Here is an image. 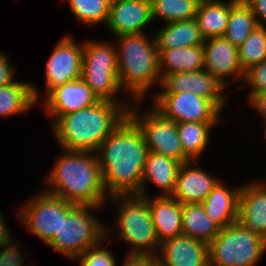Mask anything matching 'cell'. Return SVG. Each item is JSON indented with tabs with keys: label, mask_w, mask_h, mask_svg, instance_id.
<instances>
[{
	"label": "cell",
	"mask_w": 266,
	"mask_h": 266,
	"mask_svg": "<svg viewBox=\"0 0 266 266\" xmlns=\"http://www.w3.org/2000/svg\"><path fill=\"white\" fill-rule=\"evenodd\" d=\"M121 51L117 52L118 80L125 83L137 99L143 98L149 86L160 79L158 50L144 34L120 35Z\"/></svg>",
	"instance_id": "obj_4"
},
{
	"label": "cell",
	"mask_w": 266,
	"mask_h": 266,
	"mask_svg": "<svg viewBox=\"0 0 266 266\" xmlns=\"http://www.w3.org/2000/svg\"><path fill=\"white\" fill-rule=\"evenodd\" d=\"M73 14L83 22L94 25L107 23L111 0H68Z\"/></svg>",
	"instance_id": "obj_32"
},
{
	"label": "cell",
	"mask_w": 266,
	"mask_h": 266,
	"mask_svg": "<svg viewBox=\"0 0 266 266\" xmlns=\"http://www.w3.org/2000/svg\"><path fill=\"white\" fill-rule=\"evenodd\" d=\"M38 95L33 85L22 82L0 87V116L20 113L31 108L38 101Z\"/></svg>",
	"instance_id": "obj_27"
},
{
	"label": "cell",
	"mask_w": 266,
	"mask_h": 266,
	"mask_svg": "<svg viewBox=\"0 0 266 266\" xmlns=\"http://www.w3.org/2000/svg\"><path fill=\"white\" fill-rule=\"evenodd\" d=\"M237 221L266 240V185L264 183L241 187Z\"/></svg>",
	"instance_id": "obj_18"
},
{
	"label": "cell",
	"mask_w": 266,
	"mask_h": 266,
	"mask_svg": "<svg viewBox=\"0 0 266 266\" xmlns=\"http://www.w3.org/2000/svg\"><path fill=\"white\" fill-rule=\"evenodd\" d=\"M244 78L253 88L250 97L255 93L266 91V59L247 70Z\"/></svg>",
	"instance_id": "obj_34"
},
{
	"label": "cell",
	"mask_w": 266,
	"mask_h": 266,
	"mask_svg": "<svg viewBox=\"0 0 266 266\" xmlns=\"http://www.w3.org/2000/svg\"><path fill=\"white\" fill-rule=\"evenodd\" d=\"M64 153L47 178L53 188L46 192L76 205L99 207L104 202L106 189L98 157H92L89 151L66 150Z\"/></svg>",
	"instance_id": "obj_3"
},
{
	"label": "cell",
	"mask_w": 266,
	"mask_h": 266,
	"mask_svg": "<svg viewBox=\"0 0 266 266\" xmlns=\"http://www.w3.org/2000/svg\"><path fill=\"white\" fill-rule=\"evenodd\" d=\"M156 257L151 254L129 253L123 266H154Z\"/></svg>",
	"instance_id": "obj_36"
},
{
	"label": "cell",
	"mask_w": 266,
	"mask_h": 266,
	"mask_svg": "<svg viewBox=\"0 0 266 266\" xmlns=\"http://www.w3.org/2000/svg\"><path fill=\"white\" fill-rule=\"evenodd\" d=\"M124 106L99 100L91 107L60 116L53 129L63 150L97 152L101 143L128 116L130 106Z\"/></svg>",
	"instance_id": "obj_2"
},
{
	"label": "cell",
	"mask_w": 266,
	"mask_h": 266,
	"mask_svg": "<svg viewBox=\"0 0 266 266\" xmlns=\"http://www.w3.org/2000/svg\"><path fill=\"white\" fill-rule=\"evenodd\" d=\"M265 250L266 240L237 221L208 244L209 266H254Z\"/></svg>",
	"instance_id": "obj_5"
},
{
	"label": "cell",
	"mask_w": 266,
	"mask_h": 266,
	"mask_svg": "<svg viewBox=\"0 0 266 266\" xmlns=\"http://www.w3.org/2000/svg\"><path fill=\"white\" fill-rule=\"evenodd\" d=\"M72 39L65 37L60 40L49 57L46 66L47 94L67 81L81 78L83 47Z\"/></svg>",
	"instance_id": "obj_12"
},
{
	"label": "cell",
	"mask_w": 266,
	"mask_h": 266,
	"mask_svg": "<svg viewBox=\"0 0 266 266\" xmlns=\"http://www.w3.org/2000/svg\"><path fill=\"white\" fill-rule=\"evenodd\" d=\"M88 248L82 255L81 266H115V259L107 249Z\"/></svg>",
	"instance_id": "obj_33"
},
{
	"label": "cell",
	"mask_w": 266,
	"mask_h": 266,
	"mask_svg": "<svg viewBox=\"0 0 266 266\" xmlns=\"http://www.w3.org/2000/svg\"><path fill=\"white\" fill-rule=\"evenodd\" d=\"M99 100L83 79L79 78L52 89L45 104L47 112L56 121L60 116L91 107Z\"/></svg>",
	"instance_id": "obj_14"
},
{
	"label": "cell",
	"mask_w": 266,
	"mask_h": 266,
	"mask_svg": "<svg viewBox=\"0 0 266 266\" xmlns=\"http://www.w3.org/2000/svg\"><path fill=\"white\" fill-rule=\"evenodd\" d=\"M203 43L204 69L214 76L221 84L228 75L245 76L238 60V48L232 45L224 36L208 38Z\"/></svg>",
	"instance_id": "obj_17"
},
{
	"label": "cell",
	"mask_w": 266,
	"mask_h": 266,
	"mask_svg": "<svg viewBox=\"0 0 266 266\" xmlns=\"http://www.w3.org/2000/svg\"><path fill=\"white\" fill-rule=\"evenodd\" d=\"M238 0L224 4L219 0H201L194 17L204 39L224 36L231 7Z\"/></svg>",
	"instance_id": "obj_24"
},
{
	"label": "cell",
	"mask_w": 266,
	"mask_h": 266,
	"mask_svg": "<svg viewBox=\"0 0 266 266\" xmlns=\"http://www.w3.org/2000/svg\"><path fill=\"white\" fill-rule=\"evenodd\" d=\"M152 222L160 244L182 235V204L171 196L149 199Z\"/></svg>",
	"instance_id": "obj_20"
},
{
	"label": "cell",
	"mask_w": 266,
	"mask_h": 266,
	"mask_svg": "<svg viewBox=\"0 0 266 266\" xmlns=\"http://www.w3.org/2000/svg\"><path fill=\"white\" fill-rule=\"evenodd\" d=\"M220 227L206 215L202 203L182 204V234L209 244Z\"/></svg>",
	"instance_id": "obj_26"
},
{
	"label": "cell",
	"mask_w": 266,
	"mask_h": 266,
	"mask_svg": "<svg viewBox=\"0 0 266 266\" xmlns=\"http://www.w3.org/2000/svg\"><path fill=\"white\" fill-rule=\"evenodd\" d=\"M266 59V28L257 26L238 48V60L244 73Z\"/></svg>",
	"instance_id": "obj_31"
},
{
	"label": "cell",
	"mask_w": 266,
	"mask_h": 266,
	"mask_svg": "<svg viewBox=\"0 0 266 266\" xmlns=\"http://www.w3.org/2000/svg\"><path fill=\"white\" fill-rule=\"evenodd\" d=\"M241 187L229 190L218 182L202 202L204 211L220 228L237 222Z\"/></svg>",
	"instance_id": "obj_21"
},
{
	"label": "cell",
	"mask_w": 266,
	"mask_h": 266,
	"mask_svg": "<svg viewBox=\"0 0 266 266\" xmlns=\"http://www.w3.org/2000/svg\"><path fill=\"white\" fill-rule=\"evenodd\" d=\"M249 99L253 104V107L263 113L266 119V91L255 93Z\"/></svg>",
	"instance_id": "obj_39"
},
{
	"label": "cell",
	"mask_w": 266,
	"mask_h": 266,
	"mask_svg": "<svg viewBox=\"0 0 266 266\" xmlns=\"http://www.w3.org/2000/svg\"><path fill=\"white\" fill-rule=\"evenodd\" d=\"M257 26L251 8L243 0H238L230 9L224 37L239 48Z\"/></svg>",
	"instance_id": "obj_28"
},
{
	"label": "cell",
	"mask_w": 266,
	"mask_h": 266,
	"mask_svg": "<svg viewBox=\"0 0 266 266\" xmlns=\"http://www.w3.org/2000/svg\"><path fill=\"white\" fill-rule=\"evenodd\" d=\"M162 257L158 266H209L208 245L186 235H179L161 243Z\"/></svg>",
	"instance_id": "obj_16"
},
{
	"label": "cell",
	"mask_w": 266,
	"mask_h": 266,
	"mask_svg": "<svg viewBox=\"0 0 266 266\" xmlns=\"http://www.w3.org/2000/svg\"><path fill=\"white\" fill-rule=\"evenodd\" d=\"M161 84L165 87L162 93L191 92L211 101L219 110L224 106L226 97L220 92L225 86L205 69L169 74Z\"/></svg>",
	"instance_id": "obj_13"
},
{
	"label": "cell",
	"mask_w": 266,
	"mask_h": 266,
	"mask_svg": "<svg viewBox=\"0 0 266 266\" xmlns=\"http://www.w3.org/2000/svg\"><path fill=\"white\" fill-rule=\"evenodd\" d=\"M155 109L165 119L180 122H217L219 109L195 93H161L156 96Z\"/></svg>",
	"instance_id": "obj_11"
},
{
	"label": "cell",
	"mask_w": 266,
	"mask_h": 266,
	"mask_svg": "<svg viewBox=\"0 0 266 266\" xmlns=\"http://www.w3.org/2000/svg\"><path fill=\"white\" fill-rule=\"evenodd\" d=\"M158 59L161 81L169 74L198 71L204 69L203 44L193 47L158 50ZM164 65H166L169 70L161 74V69L165 67Z\"/></svg>",
	"instance_id": "obj_23"
},
{
	"label": "cell",
	"mask_w": 266,
	"mask_h": 266,
	"mask_svg": "<svg viewBox=\"0 0 266 266\" xmlns=\"http://www.w3.org/2000/svg\"><path fill=\"white\" fill-rule=\"evenodd\" d=\"M252 10V13L256 17L258 26H265L260 20H258L261 16V19L266 21V0H243Z\"/></svg>",
	"instance_id": "obj_38"
},
{
	"label": "cell",
	"mask_w": 266,
	"mask_h": 266,
	"mask_svg": "<svg viewBox=\"0 0 266 266\" xmlns=\"http://www.w3.org/2000/svg\"><path fill=\"white\" fill-rule=\"evenodd\" d=\"M9 242L2 251L0 250V266H22L23 258L20 256V252L17 249V246ZM17 249V250H16Z\"/></svg>",
	"instance_id": "obj_35"
},
{
	"label": "cell",
	"mask_w": 266,
	"mask_h": 266,
	"mask_svg": "<svg viewBox=\"0 0 266 266\" xmlns=\"http://www.w3.org/2000/svg\"><path fill=\"white\" fill-rule=\"evenodd\" d=\"M98 150L103 157L97 159L106 193L109 191L111 196L139 194L149 151L137 124L127 116Z\"/></svg>",
	"instance_id": "obj_1"
},
{
	"label": "cell",
	"mask_w": 266,
	"mask_h": 266,
	"mask_svg": "<svg viewBox=\"0 0 266 266\" xmlns=\"http://www.w3.org/2000/svg\"><path fill=\"white\" fill-rule=\"evenodd\" d=\"M157 50L193 47L204 43L195 19L169 22L154 37Z\"/></svg>",
	"instance_id": "obj_25"
},
{
	"label": "cell",
	"mask_w": 266,
	"mask_h": 266,
	"mask_svg": "<svg viewBox=\"0 0 266 266\" xmlns=\"http://www.w3.org/2000/svg\"><path fill=\"white\" fill-rule=\"evenodd\" d=\"M128 116L142 131L149 152L173 158L182 164L191 162L183 152L174 121L165 119L156 110L140 117L130 108Z\"/></svg>",
	"instance_id": "obj_9"
},
{
	"label": "cell",
	"mask_w": 266,
	"mask_h": 266,
	"mask_svg": "<svg viewBox=\"0 0 266 266\" xmlns=\"http://www.w3.org/2000/svg\"><path fill=\"white\" fill-rule=\"evenodd\" d=\"M201 0H150L151 15L167 23L194 19Z\"/></svg>",
	"instance_id": "obj_30"
},
{
	"label": "cell",
	"mask_w": 266,
	"mask_h": 266,
	"mask_svg": "<svg viewBox=\"0 0 266 266\" xmlns=\"http://www.w3.org/2000/svg\"><path fill=\"white\" fill-rule=\"evenodd\" d=\"M86 43L83 46L81 78L100 100L115 102L112 97L121 88L118 80V50L104 42Z\"/></svg>",
	"instance_id": "obj_8"
},
{
	"label": "cell",
	"mask_w": 266,
	"mask_h": 266,
	"mask_svg": "<svg viewBox=\"0 0 266 266\" xmlns=\"http://www.w3.org/2000/svg\"><path fill=\"white\" fill-rule=\"evenodd\" d=\"M214 123L216 122L176 123L181 147L191 161L205 150L209 140V130Z\"/></svg>",
	"instance_id": "obj_29"
},
{
	"label": "cell",
	"mask_w": 266,
	"mask_h": 266,
	"mask_svg": "<svg viewBox=\"0 0 266 266\" xmlns=\"http://www.w3.org/2000/svg\"><path fill=\"white\" fill-rule=\"evenodd\" d=\"M189 165L190 162L181 165L171 197L181 204L202 203L219 180Z\"/></svg>",
	"instance_id": "obj_19"
},
{
	"label": "cell",
	"mask_w": 266,
	"mask_h": 266,
	"mask_svg": "<svg viewBox=\"0 0 266 266\" xmlns=\"http://www.w3.org/2000/svg\"><path fill=\"white\" fill-rule=\"evenodd\" d=\"M96 208L90 205H77L64 219L59 231L48 243L53 249L64 255L79 259L88 248L97 246L103 240L106 229L88 212ZM102 226V227H101Z\"/></svg>",
	"instance_id": "obj_6"
},
{
	"label": "cell",
	"mask_w": 266,
	"mask_h": 266,
	"mask_svg": "<svg viewBox=\"0 0 266 266\" xmlns=\"http://www.w3.org/2000/svg\"><path fill=\"white\" fill-rule=\"evenodd\" d=\"M13 70L7 63V56L0 54V87H6L14 83Z\"/></svg>",
	"instance_id": "obj_37"
},
{
	"label": "cell",
	"mask_w": 266,
	"mask_h": 266,
	"mask_svg": "<svg viewBox=\"0 0 266 266\" xmlns=\"http://www.w3.org/2000/svg\"><path fill=\"white\" fill-rule=\"evenodd\" d=\"M11 241L9 230L4 223L3 216L0 214V249Z\"/></svg>",
	"instance_id": "obj_40"
},
{
	"label": "cell",
	"mask_w": 266,
	"mask_h": 266,
	"mask_svg": "<svg viewBox=\"0 0 266 266\" xmlns=\"http://www.w3.org/2000/svg\"><path fill=\"white\" fill-rule=\"evenodd\" d=\"M42 193L22 209L20 217L29 230L48 244L59 231L62 219L77 205L46 191Z\"/></svg>",
	"instance_id": "obj_10"
},
{
	"label": "cell",
	"mask_w": 266,
	"mask_h": 266,
	"mask_svg": "<svg viewBox=\"0 0 266 266\" xmlns=\"http://www.w3.org/2000/svg\"><path fill=\"white\" fill-rule=\"evenodd\" d=\"M111 197L114 198L113 201L118 199L124 201L123 203L120 201L118 227L121 238L135 246L130 253L151 254L152 251L148 252V249L158 247L160 242L152 222L147 196L131 194Z\"/></svg>",
	"instance_id": "obj_7"
},
{
	"label": "cell",
	"mask_w": 266,
	"mask_h": 266,
	"mask_svg": "<svg viewBox=\"0 0 266 266\" xmlns=\"http://www.w3.org/2000/svg\"><path fill=\"white\" fill-rule=\"evenodd\" d=\"M181 165L182 163L173 158L149 152L143 170L141 192L138 195L145 197L143 186L145 180L149 179L167 193L161 196H171Z\"/></svg>",
	"instance_id": "obj_22"
},
{
	"label": "cell",
	"mask_w": 266,
	"mask_h": 266,
	"mask_svg": "<svg viewBox=\"0 0 266 266\" xmlns=\"http://www.w3.org/2000/svg\"><path fill=\"white\" fill-rule=\"evenodd\" d=\"M152 20L150 0H111L107 27L116 36L141 34Z\"/></svg>",
	"instance_id": "obj_15"
}]
</instances>
